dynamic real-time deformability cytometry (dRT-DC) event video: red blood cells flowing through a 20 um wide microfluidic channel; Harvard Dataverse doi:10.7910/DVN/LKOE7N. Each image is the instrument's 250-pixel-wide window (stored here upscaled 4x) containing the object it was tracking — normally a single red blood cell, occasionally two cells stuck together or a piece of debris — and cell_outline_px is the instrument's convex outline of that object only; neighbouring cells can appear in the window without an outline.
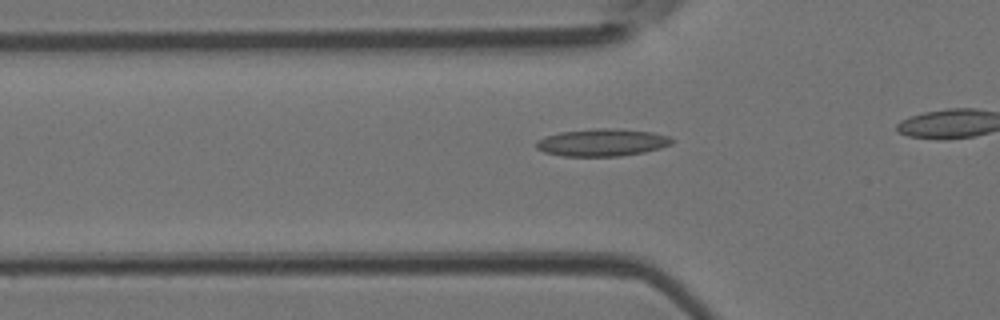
{"species": "Egyptian fruit bat (a non-hibernating species)", "species_latin": "Rousettus aegyptiacus", "temperature_condition": "room temperature", "stored_images_in_passage": 28, "camera_frame_rate_fps": 3000, "um_per_image_px": 0.085, "animal": {"sex": "female"}, "frame": {"image": 1, "passage_image": 6, "time_ms": 1.667, "image_size_px": [1000, 320], "cell_outline_px": [[676, 140], [672, 144], [660, 148], [644, 152], [620, 156], [564, 156], [544, 152], [536, 148], [536, 140], [544, 136], [560, 132], [596, 128], [620, 128], [652, 132], [668, 136]], "centroid_in_image_um": [51.19, 12.1], "position_along_channel_um": 74.6, "area_um2": 21.85}}
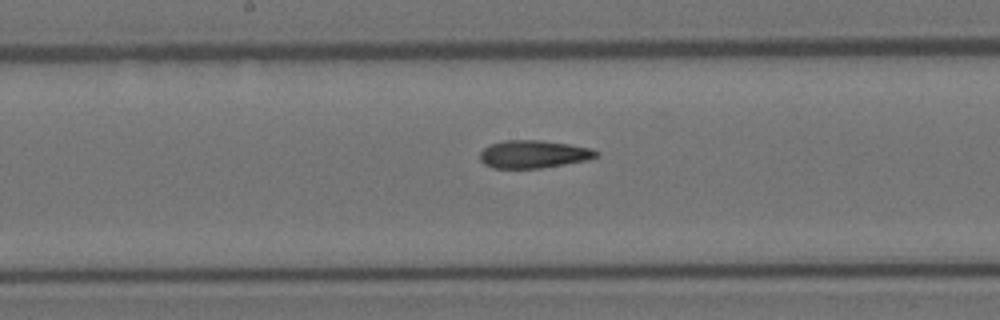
{"frame": {"image": 2, "passage_image": 15, "time_ms": 4.667, "image_size_px": [1000, 320], "cell_outline_px": [[600, 152], [596, 156], [588, 160], [540, 168], [492, 168], [484, 164], [480, 160], [480, 152], [484, 148], [492, 144], [504, 140], [540, 140], [568, 144], [592, 148]], "centroid_in_image_um": [45.35, 13.1], "position_along_channel_um": 202.9, "area_um2": 18.79}}
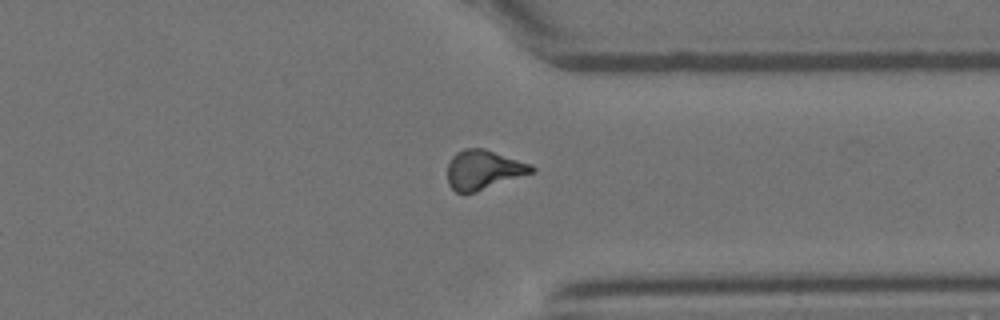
{"frame": {"image": 3, "passage_image": 27, "time_ms": 8.667, "image_size_px": [1000, 320], "cell_outline_px": [[536, 172], [476, 192], [456, 192], [448, 184], [448, 164], [452, 156], [456, 152], [464, 148], [484, 148], [532, 164], [536, 168]], "centroid_in_image_um": [41.13, 14.42], "position_along_channel_um": 370.3, "area_um2": 19.48}}